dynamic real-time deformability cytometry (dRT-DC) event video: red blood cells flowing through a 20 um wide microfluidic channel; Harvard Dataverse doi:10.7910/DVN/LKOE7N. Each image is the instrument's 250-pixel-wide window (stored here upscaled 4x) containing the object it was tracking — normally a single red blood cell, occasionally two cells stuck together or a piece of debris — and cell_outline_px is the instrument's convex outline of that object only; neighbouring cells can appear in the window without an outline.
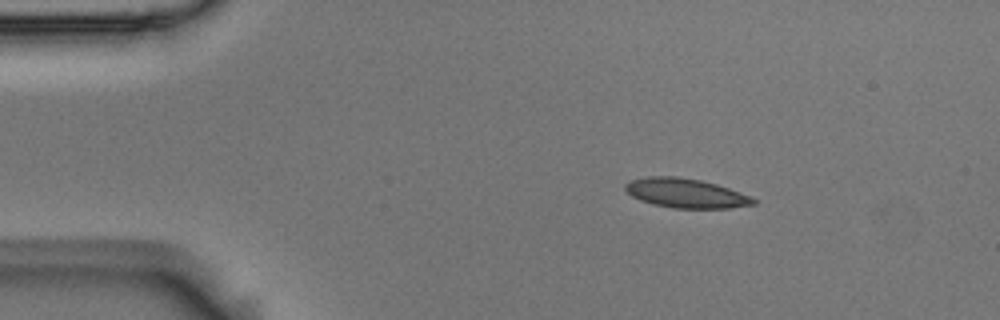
{"species": "Egyptian fruit bat (a non-hibernating species)", "species_latin": "Rousettus aegyptiacus", "temperature_condition": "room temperature", "stored_images_in_passage": 4, "camera_frame_rate_fps": 3000, "um_per_image_px": 0.085, "animal": {"sex": "male"}, "frame": {"image": 1, "passage_image": 2, "time_ms": 0.333, "image_size_px": [1000, 320], "cell_outline_px": [[756, 204], [728, 208], [672, 208], [652, 204], [640, 200], [632, 196], [624, 188], [624, 184], [632, 180], [648, 176], [676, 176], [700, 180], [716, 184], [752, 196], [756, 200]], "centroid_in_image_um": [58.29, 16.42], "position_along_channel_um": 26.7, "area_um2": 21.91}}